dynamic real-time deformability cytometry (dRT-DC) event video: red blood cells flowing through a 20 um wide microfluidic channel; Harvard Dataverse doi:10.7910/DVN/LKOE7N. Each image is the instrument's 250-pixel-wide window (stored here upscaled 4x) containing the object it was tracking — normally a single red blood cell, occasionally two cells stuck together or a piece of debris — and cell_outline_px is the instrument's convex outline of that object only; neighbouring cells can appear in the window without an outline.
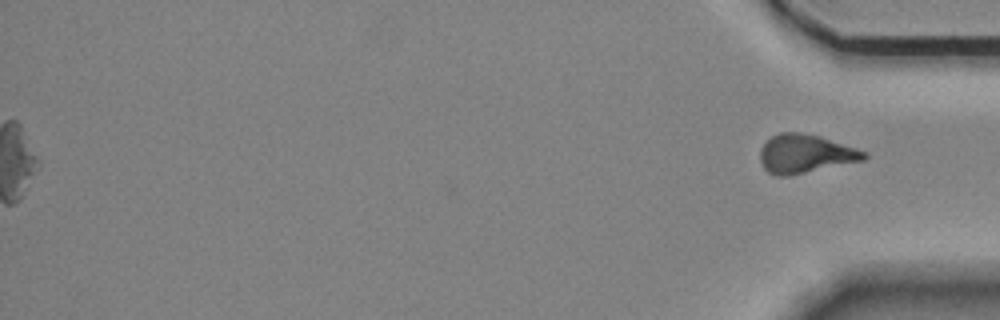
{"species": "Egyptian fruit bat (a non-hibernating species)", "species_latin": "Rousettus aegyptiacus", "temperature_condition": "room temperature", "stored_images_in_passage": 40, "segment_of_instrument_passage": [2, 2], "camera_frame_rate_fps": 3000, "um_per_image_px": 0.085, "animal": {"sex": "female"}, "frame": {"image": 1, "passage_image": 40, "time_ms": 13.0, "image_size_px": [1000, 320], "cell_outline_px": [[868, 156], [864, 160], [788, 176], [776, 176], [768, 172], [764, 168], [760, 160], [760, 148], [772, 136], [780, 132], [800, 132], [820, 136], [856, 148], [864, 152]], "centroid_in_image_um": [68.42, 13.07], "position_along_channel_um": 366.8, "area_um2": 23.24}}